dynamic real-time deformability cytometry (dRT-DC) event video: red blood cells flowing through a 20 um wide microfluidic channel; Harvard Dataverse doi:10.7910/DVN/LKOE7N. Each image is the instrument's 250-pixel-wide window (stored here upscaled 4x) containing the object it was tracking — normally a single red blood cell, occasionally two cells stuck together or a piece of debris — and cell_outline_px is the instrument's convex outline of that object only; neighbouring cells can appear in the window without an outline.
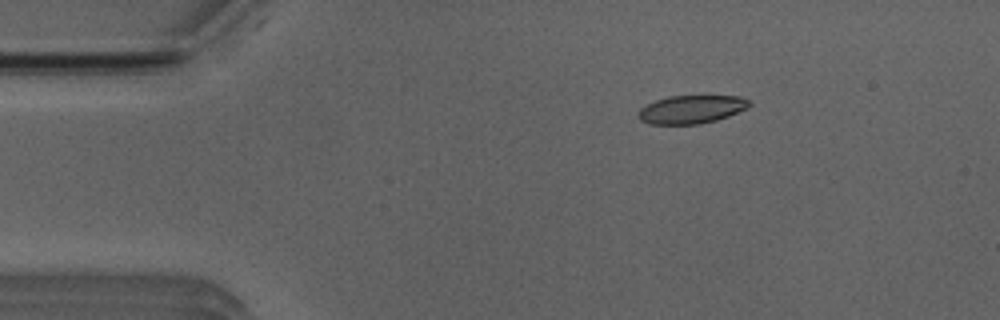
{"species": "Egyptian fruit bat (a non-hibernating species)", "species_latin": "Rousettus aegyptiacus", "temperature_condition": "room temperature", "stored_images_in_passage": 45, "camera_frame_rate_fps": 3000, "um_per_image_px": 0.085, "animal": {"sex": "male"}, "frame": {"image": 1, "passage_image": 2, "time_ms": 0.333, "image_size_px": [1000, 320], "cell_outline_px": [[752, 104], [748, 108], [728, 116], [716, 120], [700, 124], [648, 124], [640, 120], [636, 116], [636, 112], [640, 108], [656, 100], [668, 96], [740, 96], [748, 100]], "centroid_in_image_um": [58.74, 9.3], "position_along_channel_um": 26.3, "area_um2": 18.38}}
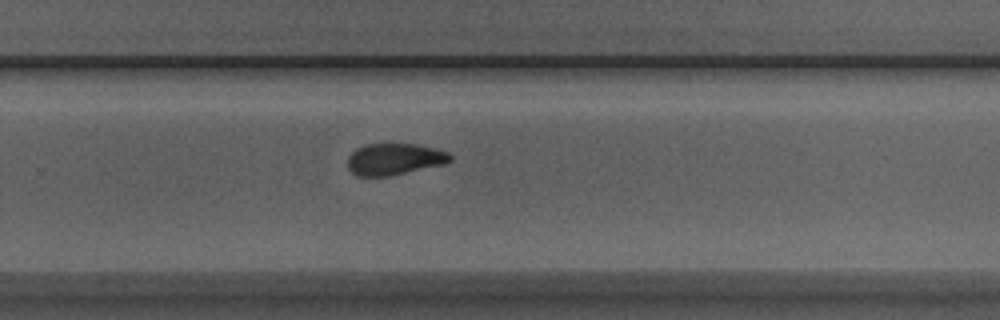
{"frame": {"image": 2, "passage_image": 27, "time_ms": 8.667, "image_size_px": [1000, 320], "cell_outline_px": [[452, 160], [444, 164], [388, 176], [356, 176], [348, 168], [348, 156], [356, 148], [364, 144], [388, 140], [416, 144], [448, 152], [452, 156]], "centroid_in_image_um": [33.48, 13.47], "position_along_channel_um": 296.3, "area_um2": 19.54}}
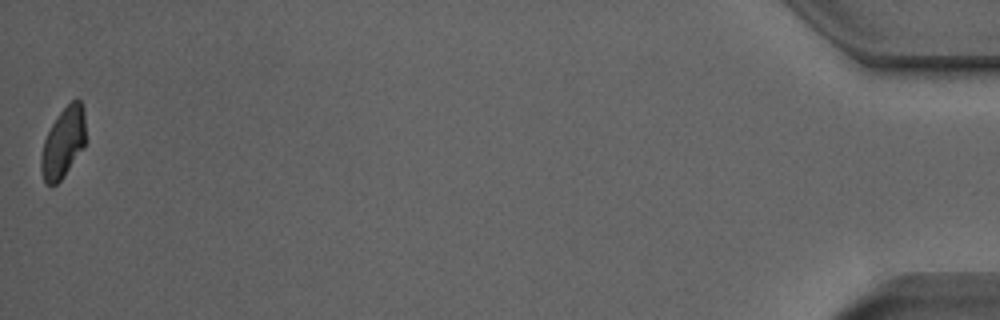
{"frame": {"image": 3, "passage_image": 45, "time_ms": 14.667, "image_size_px": [1000, 320], "cell_outline_px": [[84, 148], [64, 176], [52, 188], [44, 180], [40, 168], [40, 156], [44, 140], [56, 116], [76, 96], [80, 100], [84, 108]], "centroid_in_image_um": [5.36, 12.13], "position_along_channel_um": 429.8, "area_um2": 18.32}, "authors_computed_cell_mechanics": {"area_um2": 19.4208, "velocity_mm_per_s": 3.9568, "shape_relaxation_time_tau1_ms": 8.5812, "shape_relaxation_time_tau2_ms": 1.737, "deformation_change_tau1": 0.2233, "deformation_change_tau2": 0.0769}}